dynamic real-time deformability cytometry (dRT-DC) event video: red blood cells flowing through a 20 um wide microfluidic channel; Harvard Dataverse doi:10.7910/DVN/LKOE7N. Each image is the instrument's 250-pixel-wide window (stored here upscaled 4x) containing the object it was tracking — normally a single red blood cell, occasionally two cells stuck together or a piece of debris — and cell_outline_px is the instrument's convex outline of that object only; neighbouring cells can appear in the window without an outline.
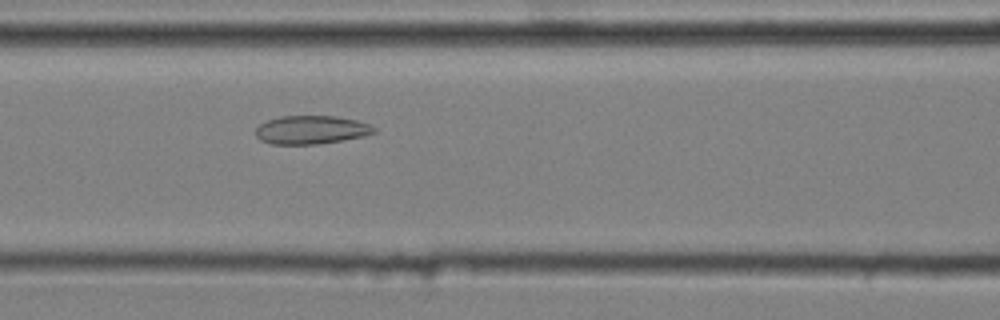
{"species": "common noctule bat (a hibernating species)", "species_latin": "Nyctalus noctula", "temperature_condition": "cold", "stored_images_in_passage": 43, "camera_frame_rate_fps": 3000, "um_per_image_px": 0.085, "animal": {"sex": "male", "body_mass_g": 20.4}, "frame": {"image": 1, "passage_image": 18, "time_ms": 5.667, "image_size_px": [1000, 320], "cell_outline_px": [[376, 132], [364, 136], [344, 140], [316, 144], [272, 144], [260, 140], [256, 136], [256, 128], [260, 124], [268, 120], [280, 116], [336, 116], [356, 120], [368, 124], [376, 128]], "centroid_in_image_um": [26.46, 11.04], "position_along_channel_um": 140.1, "area_um2": 19.59}}
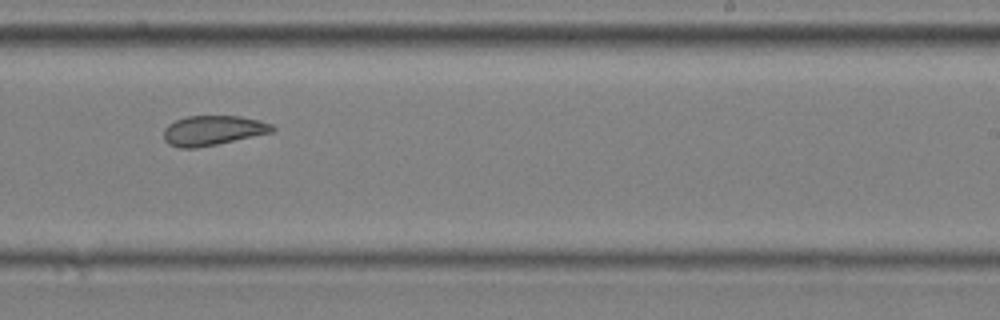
{"frame": {"image": 2, "passage_image": 29, "time_ms": 9.333, "image_size_px": [1000, 320], "cell_outline_px": [[276, 128], [272, 132], [216, 144], [196, 148], [180, 148], [168, 144], [164, 140], [164, 128], [168, 124], [176, 120], [188, 116], [240, 116], [260, 120], [272, 124]], "centroid_in_image_um": [18.08, 11.08], "position_along_channel_um": 270.9, "area_um2": 18.79}}
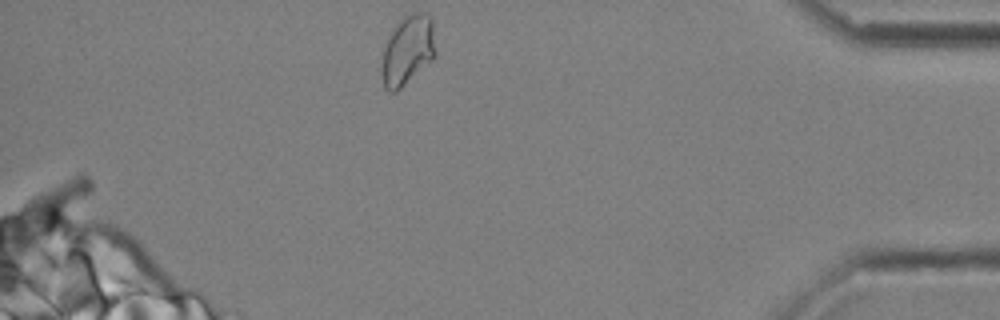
{"frame": {"image": 3, "passage_image": 43, "time_ms": 14.0, "image_size_px": [1000, 320], "cell_outline_px": [[436, 56], [432, 60], [396, 92], [388, 92], [384, 88], [380, 72], [380, 68], [384, 48], [388, 36], [396, 24], [404, 16], [412, 12], [420, 12], [428, 16], [432, 20], [436, 52]], "centroid_in_image_um": [34.63, 4.29], "position_along_channel_um": 400.6, "area_um2": 22.02}, "authors_computed_cell_mechanics": {"area_um2": 20.0566, "velocity_mm_per_s": 3.5757, "shape_relaxation_time_tau1_ms": null, "shape_relaxation_time_tau2_ms": 2.8628, "deformation_change_tau1": null, "deformation_change_tau2": 0.0863}}